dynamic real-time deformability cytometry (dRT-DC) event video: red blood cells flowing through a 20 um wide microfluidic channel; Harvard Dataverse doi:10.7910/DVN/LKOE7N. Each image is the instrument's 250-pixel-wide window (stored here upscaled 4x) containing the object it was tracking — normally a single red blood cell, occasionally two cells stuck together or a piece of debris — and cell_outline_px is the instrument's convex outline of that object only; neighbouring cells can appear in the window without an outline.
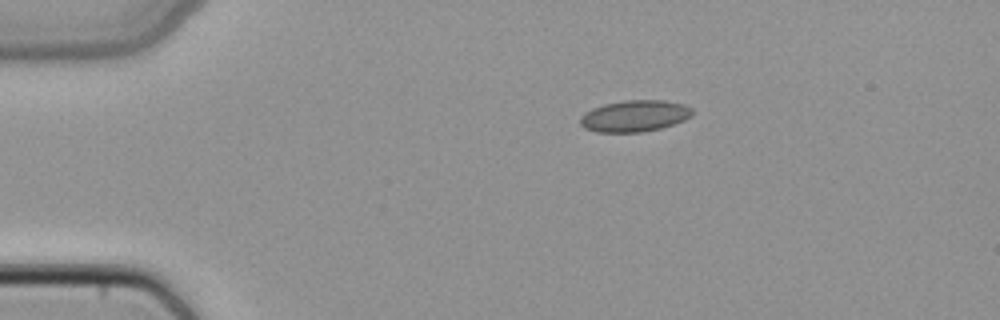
{"species": "common noctule bat (a hibernating species)", "species_latin": "Nyctalus noctula", "temperature_condition": "cold", "stored_images_in_passage": 2, "camera_frame_rate_fps": 3000, "um_per_image_px": 0.085, "animal": {"sex": "female", "body_mass_g": 22.7, "forearm_length_mm": 54.2}, "frame": {"image": 1, "passage_image": 1, "time_ms": 0.0, "image_size_px": [1000, 320], "cell_outline_px": [[692, 116], [684, 120], [660, 128], [640, 132], [596, 132], [584, 128], [580, 124], [580, 116], [584, 112], [592, 108], [604, 104], [624, 100], [664, 100], [684, 104], [692, 108]], "centroid_in_image_um": [53.92, 9.85], "position_along_channel_um": 31.1, "area_um2": 20.63}}